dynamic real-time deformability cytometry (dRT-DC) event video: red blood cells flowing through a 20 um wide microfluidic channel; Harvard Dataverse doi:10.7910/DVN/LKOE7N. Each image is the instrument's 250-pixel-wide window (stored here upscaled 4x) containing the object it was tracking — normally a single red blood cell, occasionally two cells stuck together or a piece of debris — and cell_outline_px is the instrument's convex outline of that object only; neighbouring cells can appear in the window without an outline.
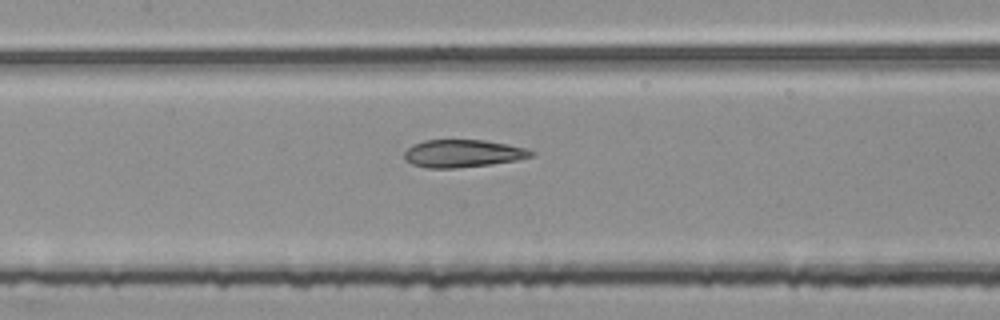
{"species": "common noctule bat (a hibernating species)", "species_latin": "Nyctalus noctula", "temperature_condition": "room temperature", "stored_images_in_passage": 54, "segment_of_instrument_passage": [2, 2], "camera_frame_rate_fps": 3000, "um_per_image_px": 0.085, "animal": {"sex": "female", "body_mass_g": 25.1}, "frame": {"image": 1, "passage_image": 25, "time_ms": 8.0, "image_size_px": [1000, 320], "cell_outline_px": [[536, 152], [532, 156], [516, 160], [488, 164], [456, 168], [428, 168], [412, 164], [404, 160], [404, 152], [412, 144], [424, 140], [484, 140], [508, 144], [524, 148]], "centroid_in_image_um": [39.3, 13.04], "position_along_channel_um": 168.1, "area_um2": 20.35}}
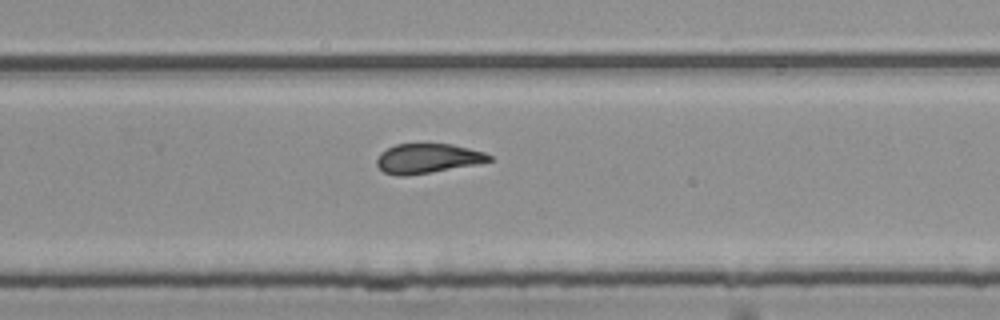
{"frame": {"image": 2, "passage_image": 35, "time_ms": 11.333, "image_size_px": [1000, 320], "cell_outline_px": [[492, 160], [480, 164], [408, 176], [396, 176], [384, 172], [376, 164], [376, 160], [380, 152], [396, 144], [452, 144], [484, 152], [492, 156]], "centroid_in_image_um": [36.35, 13.48], "position_along_channel_um": 293.5, "area_um2": 19.54}}
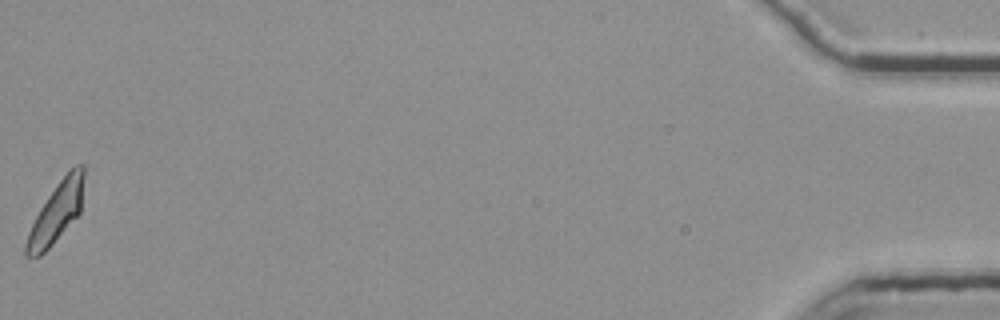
{"frame": {"image": 3, "passage_image": 54, "time_ms": 17.667, "image_size_px": [1000, 320], "cell_outline_px": [[84, 176], [80, 212], [52, 244], [40, 256], [24, 256], [24, 244], [28, 232], [40, 208], [48, 196], [60, 180], [76, 164], [84, 164]], "centroid_in_image_um": [4.77, 18.07], "position_along_channel_um": 430.4, "area_um2": 19.71}}